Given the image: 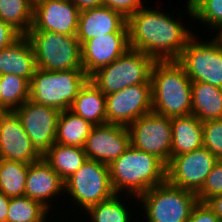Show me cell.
Segmentation results:
<instances>
[{
    "label": "cell",
    "instance_id": "cell-1",
    "mask_svg": "<svg viewBox=\"0 0 222 222\" xmlns=\"http://www.w3.org/2000/svg\"><path fill=\"white\" fill-rule=\"evenodd\" d=\"M181 17L176 20L165 10L142 7L127 19L129 47L155 60H177L195 35Z\"/></svg>",
    "mask_w": 222,
    "mask_h": 222
},
{
    "label": "cell",
    "instance_id": "cell-2",
    "mask_svg": "<svg viewBox=\"0 0 222 222\" xmlns=\"http://www.w3.org/2000/svg\"><path fill=\"white\" fill-rule=\"evenodd\" d=\"M108 167L115 194L126 195L127 200L135 197L136 201L147 190L166 181V165L156 156L131 145Z\"/></svg>",
    "mask_w": 222,
    "mask_h": 222
},
{
    "label": "cell",
    "instance_id": "cell-3",
    "mask_svg": "<svg viewBox=\"0 0 222 222\" xmlns=\"http://www.w3.org/2000/svg\"><path fill=\"white\" fill-rule=\"evenodd\" d=\"M150 81L152 112L168 118L191 115L192 81L177 60H156Z\"/></svg>",
    "mask_w": 222,
    "mask_h": 222
},
{
    "label": "cell",
    "instance_id": "cell-4",
    "mask_svg": "<svg viewBox=\"0 0 222 222\" xmlns=\"http://www.w3.org/2000/svg\"><path fill=\"white\" fill-rule=\"evenodd\" d=\"M88 80L83 69L48 71L36 68L30 80L29 99L59 111L69 110Z\"/></svg>",
    "mask_w": 222,
    "mask_h": 222
},
{
    "label": "cell",
    "instance_id": "cell-5",
    "mask_svg": "<svg viewBox=\"0 0 222 222\" xmlns=\"http://www.w3.org/2000/svg\"><path fill=\"white\" fill-rule=\"evenodd\" d=\"M155 61L145 52L129 48L111 64L97 69L89 79L105 95H109L131 85L151 83Z\"/></svg>",
    "mask_w": 222,
    "mask_h": 222
},
{
    "label": "cell",
    "instance_id": "cell-6",
    "mask_svg": "<svg viewBox=\"0 0 222 222\" xmlns=\"http://www.w3.org/2000/svg\"><path fill=\"white\" fill-rule=\"evenodd\" d=\"M36 67L48 71L83 69L81 45L76 36L51 31H28Z\"/></svg>",
    "mask_w": 222,
    "mask_h": 222
},
{
    "label": "cell",
    "instance_id": "cell-7",
    "mask_svg": "<svg viewBox=\"0 0 222 222\" xmlns=\"http://www.w3.org/2000/svg\"><path fill=\"white\" fill-rule=\"evenodd\" d=\"M147 222H187L197 195L165 181L138 197Z\"/></svg>",
    "mask_w": 222,
    "mask_h": 222
},
{
    "label": "cell",
    "instance_id": "cell-8",
    "mask_svg": "<svg viewBox=\"0 0 222 222\" xmlns=\"http://www.w3.org/2000/svg\"><path fill=\"white\" fill-rule=\"evenodd\" d=\"M64 192L73 201L72 205L80 207L83 212L112 198L115 192L111 186L108 165L87 159L64 181Z\"/></svg>",
    "mask_w": 222,
    "mask_h": 222
},
{
    "label": "cell",
    "instance_id": "cell-9",
    "mask_svg": "<svg viewBox=\"0 0 222 222\" xmlns=\"http://www.w3.org/2000/svg\"><path fill=\"white\" fill-rule=\"evenodd\" d=\"M211 40H189L177 61L192 82H205L222 88V35Z\"/></svg>",
    "mask_w": 222,
    "mask_h": 222
},
{
    "label": "cell",
    "instance_id": "cell-10",
    "mask_svg": "<svg viewBox=\"0 0 222 222\" xmlns=\"http://www.w3.org/2000/svg\"><path fill=\"white\" fill-rule=\"evenodd\" d=\"M131 146L152 154L167 165L171 159V118L154 112L139 117L128 127Z\"/></svg>",
    "mask_w": 222,
    "mask_h": 222
},
{
    "label": "cell",
    "instance_id": "cell-11",
    "mask_svg": "<svg viewBox=\"0 0 222 222\" xmlns=\"http://www.w3.org/2000/svg\"><path fill=\"white\" fill-rule=\"evenodd\" d=\"M217 161L216 156L204 147L171 157L166 165V181L197 194Z\"/></svg>",
    "mask_w": 222,
    "mask_h": 222
},
{
    "label": "cell",
    "instance_id": "cell-12",
    "mask_svg": "<svg viewBox=\"0 0 222 222\" xmlns=\"http://www.w3.org/2000/svg\"><path fill=\"white\" fill-rule=\"evenodd\" d=\"M14 112L28 134L32 148L42 158L56 143L57 120L60 111L28 99Z\"/></svg>",
    "mask_w": 222,
    "mask_h": 222
},
{
    "label": "cell",
    "instance_id": "cell-13",
    "mask_svg": "<svg viewBox=\"0 0 222 222\" xmlns=\"http://www.w3.org/2000/svg\"><path fill=\"white\" fill-rule=\"evenodd\" d=\"M152 112L151 83H141L106 95V123L128 127Z\"/></svg>",
    "mask_w": 222,
    "mask_h": 222
},
{
    "label": "cell",
    "instance_id": "cell-14",
    "mask_svg": "<svg viewBox=\"0 0 222 222\" xmlns=\"http://www.w3.org/2000/svg\"><path fill=\"white\" fill-rule=\"evenodd\" d=\"M80 10L71 0H34L29 31H51L76 36Z\"/></svg>",
    "mask_w": 222,
    "mask_h": 222
},
{
    "label": "cell",
    "instance_id": "cell-15",
    "mask_svg": "<svg viewBox=\"0 0 222 222\" xmlns=\"http://www.w3.org/2000/svg\"><path fill=\"white\" fill-rule=\"evenodd\" d=\"M130 145V134L126 126L106 123L92 127L83 148L87 159L109 166Z\"/></svg>",
    "mask_w": 222,
    "mask_h": 222
},
{
    "label": "cell",
    "instance_id": "cell-16",
    "mask_svg": "<svg viewBox=\"0 0 222 222\" xmlns=\"http://www.w3.org/2000/svg\"><path fill=\"white\" fill-rule=\"evenodd\" d=\"M0 159L25 164L41 159L32 148L31 140L14 111L0 112Z\"/></svg>",
    "mask_w": 222,
    "mask_h": 222
},
{
    "label": "cell",
    "instance_id": "cell-17",
    "mask_svg": "<svg viewBox=\"0 0 222 222\" xmlns=\"http://www.w3.org/2000/svg\"><path fill=\"white\" fill-rule=\"evenodd\" d=\"M129 48L128 33H110L85 41L81 45L84 72L90 76L97 69L118 59Z\"/></svg>",
    "mask_w": 222,
    "mask_h": 222
},
{
    "label": "cell",
    "instance_id": "cell-18",
    "mask_svg": "<svg viewBox=\"0 0 222 222\" xmlns=\"http://www.w3.org/2000/svg\"><path fill=\"white\" fill-rule=\"evenodd\" d=\"M110 33H128L127 19L121 13L105 6L80 11L76 32L80 45Z\"/></svg>",
    "mask_w": 222,
    "mask_h": 222
},
{
    "label": "cell",
    "instance_id": "cell-19",
    "mask_svg": "<svg viewBox=\"0 0 222 222\" xmlns=\"http://www.w3.org/2000/svg\"><path fill=\"white\" fill-rule=\"evenodd\" d=\"M62 194L64 195V181L43 158L28 165L25 196L40 202L48 210L53 211L52 199L55 197L58 200Z\"/></svg>",
    "mask_w": 222,
    "mask_h": 222
},
{
    "label": "cell",
    "instance_id": "cell-20",
    "mask_svg": "<svg viewBox=\"0 0 222 222\" xmlns=\"http://www.w3.org/2000/svg\"><path fill=\"white\" fill-rule=\"evenodd\" d=\"M36 68L33 48L26 35L0 50V75H18L30 82Z\"/></svg>",
    "mask_w": 222,
    "mask_h": 222
},
{
    "label": "cell",
    "instance_id": "cell-21",
    "mask_svg": "<svg viewBox=\"0 0 222 222\" xmlns=\"http://www.w3.org/2000/svg\"><path fill=\"white\" fill-rule=\"evenodd\" d=\"M202 123L192 114L171 118V157L189 153L203 147Z\"/></svg>",
    "mask_w": 222,
    "mask_h": 222
},
{
    "label": "cell",
    "instance_id": "cell-22",
    "mask_svg": "<svg viewBox=\"0 0 222 222\" xmlns=\"http://www.w3.org/2000/svg\"><path fill=\"white\" fill-rule=\"evenodd\" d=\"M69 110L94 126L106 124V95L89 79Z\"/></svg>",
    "mask_w": 222,
    "mask_h": 222
},
{
    "label": "cell",
    "instance_id": "cell-23",
    "mask_svg": "<svg viewBox=\"0 0 222 222\" xmlns=\"http://www.w3.org/2000/svg\"><path fill=\"white\" fill-rule=\"evenodd\" d=\"M192 115L201 122L222 119V88L192 82Z\"/></svg>",
    "mask_w": 222,
    "mask_h": 222
},
{
    "label": "cell",
    "instance_id": "cell-24",
    "mask_svg": "<svg viewBox=\"0 0 222 222\" xmlns=\"http://www.w3.org/2000/svg\"><path fill=\"white\" fill-rule=\"evenodd\" d=\"M43 160L65 181L87 160L83 147L54 143L42 157Z\"/></svg>",
    "mask_w": 222,
    "mask_h": 222
},
{
    "label": "cell",
    "instance_id": "cell-25",
    "mask_svg": "<svg viewBox=\"0 0 222 222\" xmlns=\"http://www.w3.org/2000/svg\"><path fill=\"white\" fill-rule=\"evenodd\" d=\"M93 126L70 110L60 111L55 142L66 146L84 147Z\"/></svg>",
    "mask_w": 222,
    "mask_h": 222
},
{
    "label": "cell",
    "instance_id": "cell-26",
    "mask_svg": "<svg viewBox=\"0 0 222 222\" xmlns=\"http://www.w3.org/2000/svg\"><path fill=\"white\" fill-rule=\"evenodd\" d=\"M34 0H0V19L21 35H26L33 25Z\"/></svg>",
    "mask_w": 222,
    "mask_h": 222
},
{
    "label": "cell",
    "instance_id": "cell-27",
    "mask_svg": "<svg viewBox=\"0 0 222 222\" xmlns=\"http://www.w3.org/2000/svg\"><path fill=\"white\" fill-rule=\"evenodd\" d=\"M28 165L0 159V192L10 198L25 196Z\"/></svg>",
    "mask_w": 222,
    "mask_h": 222
},
{
    "label": "cell",
    "instance_id": "cell-28",
    "mask_svg": "<svg viewBox=\"0 0 222 222\" xmlns=\"http://www.w3.org/2000/svg\"><path fill=\"white\" fill-rule=\"evenodd\" d=\"M123 200L119 194H115L112 198L89 207L84 214L90 216L87 218H91V222H132L134 211H130V204L127 206Z\"/></svg>",
    "mask_w": 222,
    "mask_h": 222
},
{
    "label": "cell",
    "instance_id": "cell-29",
    "mask_svg": "<svg viewBox=\"0 0 222 222\" xmlns=\"http://www.w3.org/2000/svg\"><path fill=\"white\" fill-rule=\"evenodd\" d=\"M1 111H14L29 99L30 82L21 76L0 75Z\"/></svg>",
    "mask_w": 222,
    "mask_h": 222
},
{
    "label": "cell",
    "instance_id": "cell-30",
    "mask_svg": "<svg viewBox=\"0 0 222 222\" xmlns=\"http://www.w3.org/2000/svg\"><path fill=\"white\" fill-rule=\"evenodd\" d=\"M187 14L222 35V0H187ZM215 29V30H214Z\"/></svg>",
    "mask_w": 222,
    "mask_h": 222
},
{
    "label": "cell",
    "instance_id": "cell-31",
    "mask_svg": "<svg viewBox=\"0 0 222 222\" xmlns=\"http://www.w3.org/2000/svg\"><path fill=\"white\" fill-rule=\"evenodd\" d=\"M50 211L27 196L10 198L6 222H42Z\"/></svg>",
    "mask_w": 222,
    "mask_h": 222
},
{
    "label": "cell",
    "instance_id": "cell-32",
    "mask_svg": "<svg viewBox=\"0 0 222 222\" xmlns=\"http://www.w3.org/2000/svg\"><path fill=\"white\" fill-rule=\"evenodd\" d=\"M203 147L222 159V119L202 123Z\"/></svg>",
    "mask_w": 222,
    "mask_h": 222
},
{
    "label": "cell",
    "instance_id": "cell-33",
    "mask_svg": "<svg viewBox=\"0 0 222 222\" xmlns=\"http://www.w3.org/2000/svg\"><path fill=\"white\" fill-rule=\"evenodd\" d=\"M219 194H222V159L213 166L203 187L196 195L198 202L205 203L212 196Z\"/></svg>",
    "mask_w": 222,
    "mask_h": 222
},
{
    "label": "cell",
    "instance_id": "cell-34",
    "mask_svg": "<svg viewBox=\"0 0 222 222\" xmlns=\"http://www.w3.org/2000/svg\"><path fill=\"white\" fill-rule=\"evenodd\" d=\"M146 0H103V6L121 13L126 19L144 7Z\"/></svg>",
    "mask_w": 222,
    "mask_h": 222
},
{
    "label": "cell",
    "instance_id": "cell-35",
    "mask_svg": "<svg viewBox=\"0 0 222 222\" xmlns=\"http://www.w3.org/2000/svg\"><path fill=\"white\" fill-rule=\"evenodd\" d=\"M187 222H220V220L205 203L198 202L193 207Z\"/></svg>",
    "mask_w": 222,
    "mask_h": 222
},
{
    "label": "cell",
    "instance_id": "cell-36",
    "mask_svg": "<svg viewBox=\"0 0 222 222\" xmlns=\"http://www.w3.org/2000/svg\"><path fill=\"white\" fill-rule=\"evenodd\" d=\"M20 36L16 29L0 19V50L12 44Z\"/></svg>",
    "mask_w": 222,
    "mask_h": 222
},
{
    "label": "cell",
    "instance_id": "cell-37",
    "mask_svg": "<svg viewBox=\"0 0 222 222\" xmlns=\"http://www.w3.org/2000/svg\"><path fill=\"white\" fill-rule=\"evenodd\" d=\"M205 204L217 215L222 222V194L212 196Z\"/></svg>",
    "mask_w": 222,
    "mask_h": 222
},
{
    "label": "cell",
    "instance_id": "cell-38",
    "mask_svg": "<svg viewBox=\"0 0 222 222\" xmlns=\"http://www.w3.org/2000/svg\"><path fill=\"white\" fill-rule=\"evenodd\" d=\"M80 11L103 6V0H71Z\"/></svg>",
    "mask_w": 222,
    "mask_h": 222
},
{
    "label": "cell",
    "instance_id": "cell-39",
    "mask_svg": "<svg viewBox=\"0 0 222 222\" xmlns=\"http://www.w3.org/2000/svg\"><path fill=\"white\" fill-rule=\"evenodd\" d=\"M9 203L10 197H7L4 193L0 192V222H6Z\"/></svg>",
    "mask_w": 222,
    "mask_h": 222
},
{
    "label": "cell",
    "instance_id": "cell-40",
    "mask_svg": "<svg viewBox=\"0 0 222 222\" xmlns=\"http://www.w3.org/2000/svg\"><path fill=\"white\" fill-rule=\"evenodd\" d=\"M1 82H0V112H1Z\"/></svg>",
    "mask_w": 222,
    "mask_h": 222
},
{
    "label": "cell",
    "instance_id": "cell-41",
    "mask_svg": "<svg viewBox=\"0 0 222 222\" xmlns=\"http://www.w3.org/2000/svg\"><path fill=\"white\" fill-rule=\"evenodd\" d=\"M47 219H49L48 221H51L50 218H46L42 222H47Z\"/></svg>",
    "mask_w": 222,
    "mask_h": 222
}]
</instances>
